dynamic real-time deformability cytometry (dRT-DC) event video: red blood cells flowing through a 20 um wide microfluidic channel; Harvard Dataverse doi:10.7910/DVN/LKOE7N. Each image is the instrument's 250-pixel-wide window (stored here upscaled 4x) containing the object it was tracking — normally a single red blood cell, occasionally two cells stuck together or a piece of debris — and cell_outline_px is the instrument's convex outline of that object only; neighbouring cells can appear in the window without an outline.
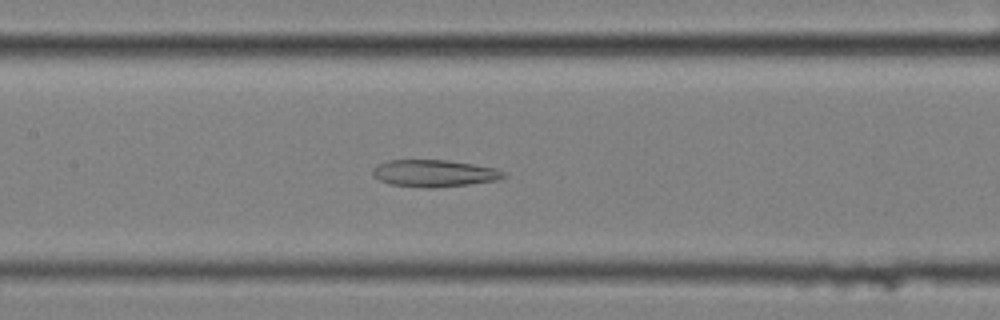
{"species": "common noctule bat (a hibernating species)", "species_latin": "Nyctalus noctula", "temperature_condition": "cold", "stored_images_in_passage": 47, "camera_frame_rate_fps": 3000, "um_per_image_px": 0.085, "animal": {"sex": "female", "body_mass_g": 25.1}, "frame": {"image": 1, "passage_image": 16, "time_ms": 5.0, "image_size_px": [1000, 320], "cell_outline_px": [[508, 176], [496, 180], [468, 184], [432, 188], [428, 188], [392, 184], [380, 180], [372, 172], [372, 168], [376, 164], [388, 160], [444, 160], [472, 164], [496, 168], [504, 172]], "centroid_in_image_um": [36.9, 14.72], "position_along_channel_um": 170.5, "area_um2": 20.4}}
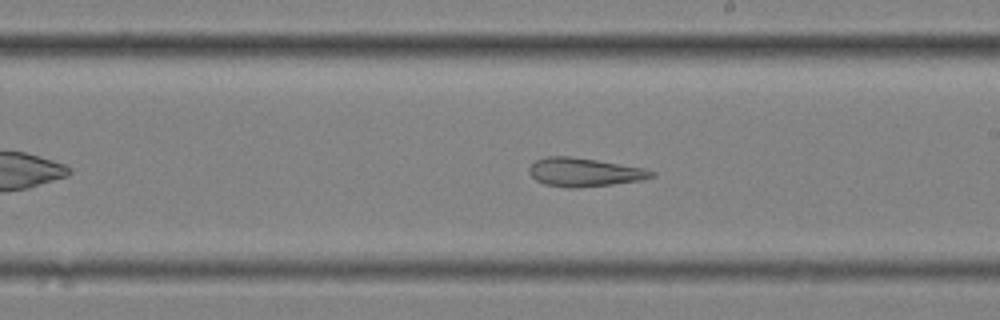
{"frame": {"image": 2, "passage_image": 22, "time_ms": 7.0, "image_size_px": [1000, 320], "cell_outline_px": [[656, 176], [644, 180], [612, 184], [576, 188], [568, 188], [544, 184], [536, 180], [528, 172], [528, 168], [536, 160], [548, 156], [568, 156], [596, 160], [644, 168], [656, 172]], "centroid_in_image_um": [49.68, 14.64], "position_along_channel_um": 239.3, "area_um2": 20.4}}
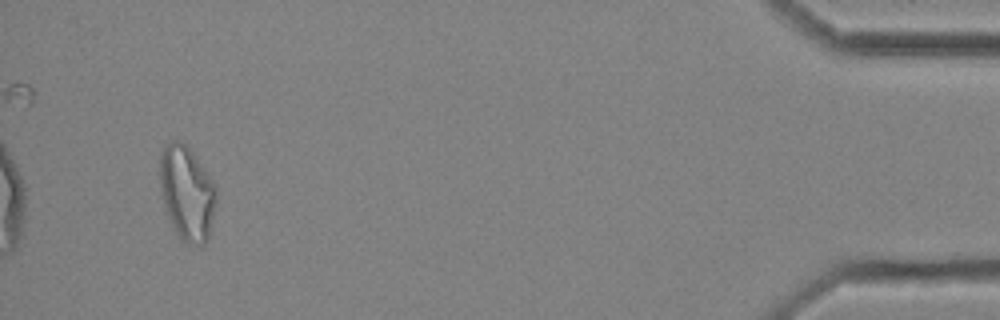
{"frame": {"image": 3, "passage_image": 44, "time_ms": 14.333, "image_size_px": [1000, 320], "cell_outline_px": [[216, 204], [208, 240], [204, 244], [188, 244], [176, 236], [172, 228], [164, 204], [160, 188], [160, 156], [164, 148], [172, 140], [180, 140], [192, 152], [212, 180], [216, 188]], "centroid_in_image_um": [15.89, 16.45], "position_along_channel_um": 419.3, "area_um2": 30.92}, "authors_computed_cell_mechanics": {"area_um2": 24.276, "velocity_mm_per_s": 3.4517, "shape_relaxation_time_tau1_ms": null, "shape_relaxation_time_tau2_ms": 6.8207, "deformation_change_tau1": null, "deformation_change_tau2": 0.1901}}